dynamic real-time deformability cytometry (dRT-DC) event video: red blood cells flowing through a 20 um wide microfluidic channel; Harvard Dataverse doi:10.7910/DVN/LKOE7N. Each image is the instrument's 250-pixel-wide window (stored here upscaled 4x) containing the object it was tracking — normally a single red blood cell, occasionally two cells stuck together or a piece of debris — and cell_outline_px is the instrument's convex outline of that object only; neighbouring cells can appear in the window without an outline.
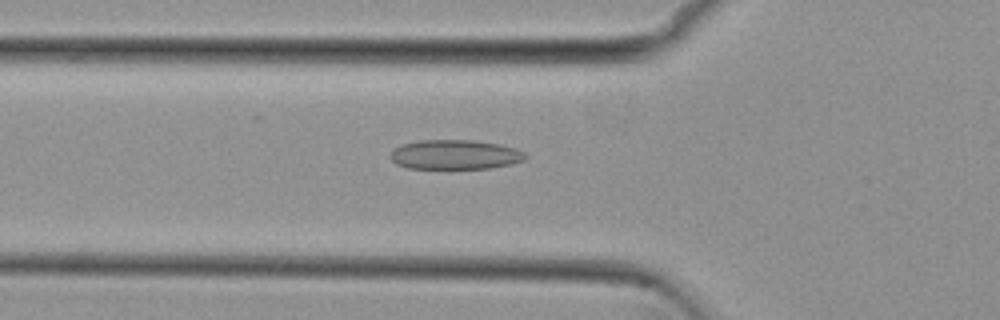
{"species": "common noctule bat (a hibernating species)", "species_latin": "Nyctalus noctula", "temperature_condition": "cold", "stored_images_in_passage": 53, "camera_frame_rate_fps": 3000, "um_per_image_px": 0.085, "animal": {"sex": "female", "body_mass_g": 29.2, "forearm_length_mm": 56.3}, "frame": {"image": 1, "passage_image": 18, "time_ms": 5.667, "image_size_px": [1000, 320], "cell_outline_px": [[528, 156], [524, 160], [512, 164], [492, 168], [408, 168], [396, 164], [388, 156], [392, 148], [400, 144], [420, 140], [472, 140], [500, 144], [516, 148], [524, 152]], "centroid_in_image_um": [38.66, 13.13], "position_along_channel_um": 87.1, "area_um2": 23.52}}
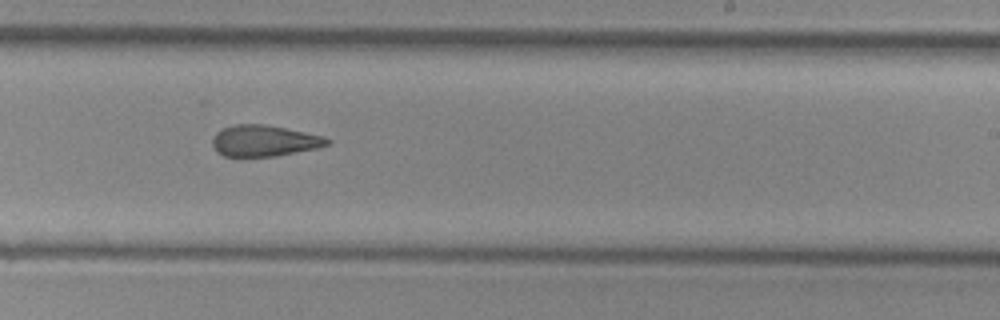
{"frame": {"image": 2, "passage_image": 32, "time_ms": 10.333, "image_size_px": [1000, 320], "cell_outline_px": [[332, 144], [316, 148], [276, 156], [224, 156], [216, 152], [212, 144], [212, 140], [216, 132], [224, 128], [236, 124], [264, 124], [324, 136], [332, 140]], "centroid_in_image_um": [22.47, 11.97], "position_along_channel_um": 266.5, "area_um2": 20.81}}
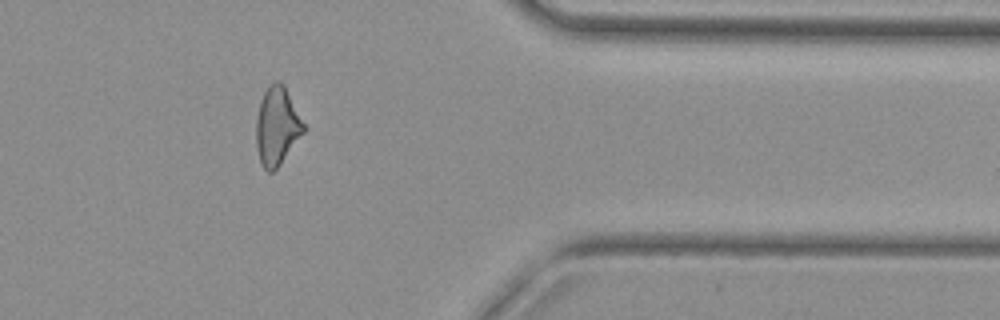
{"frame": {"image": 3, "passage_image": 43, "time_ms": 14.0, "image_size_px": [1000, 320], "cell_outline_px": [[304, 132], [280, 164], [272, 172], [268, 172], [260, 164], [256, 148], [256, 120], [260, 104], [264, 92], [268, 84], [272, 80], [280, 80], [284, 84], [304, 124]], "centroid_in_image_um": [23.52, 10.7], "position_along_channel_um": 387.9, "area_um2": 21.56}, "authors_computed_cell_mechanics": {"area_um2": 22.3108, "velocity_mm_per_s": 3.8314, "shape_relaxation_time_tau1_ms": null, "shape_relaxation_time_tau2_ms": 3.0517, "deformation_change_tau1": null, "deformation_change_tau2": 0.1234}}